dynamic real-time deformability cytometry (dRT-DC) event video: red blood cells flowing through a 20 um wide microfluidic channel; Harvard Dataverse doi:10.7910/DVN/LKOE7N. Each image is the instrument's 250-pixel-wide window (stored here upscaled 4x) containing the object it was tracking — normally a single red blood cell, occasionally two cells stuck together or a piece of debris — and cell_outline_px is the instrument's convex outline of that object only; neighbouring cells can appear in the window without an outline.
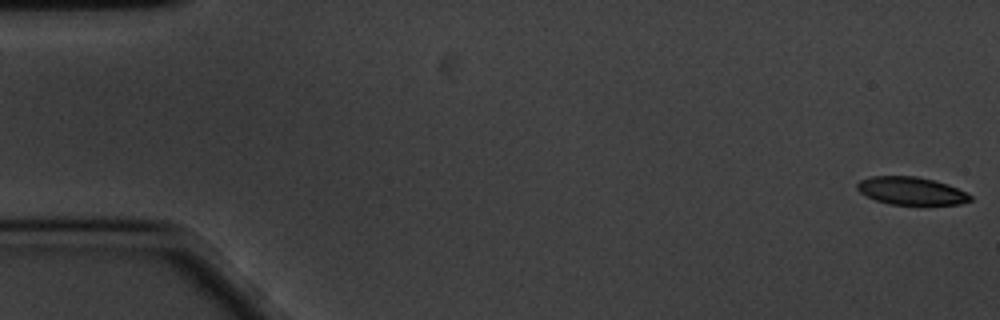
{"species": "common noctule bat (a hibernating species)", "species_latin": "Nyctalus noctula", "temperature_condition": "cold", "stored_images_in_passage": 59, "camera_frame_rate_fps": 3000, "um_per_image_px": 0.085, "animal": {"sex": "male", "body_mass_g": 20.1, "forearm_length_mm": 53.5}, "frame": {"image": 1, "passage_image": 1, "time_ms": 0.0, "image_size_px": [1000, 320], "cell_outline_px": [[972, 200], [960, 204], [888, 204], [876, 200], [860, 192], [856, 188], [856, 184], [860, 180], [872, 176], [916, 176], [948, 184], [972, 196]], "centroid_in_image_um": [77.43, 16.22], "position_along_channel_um": 7.6, "area_um2": 18.09}}
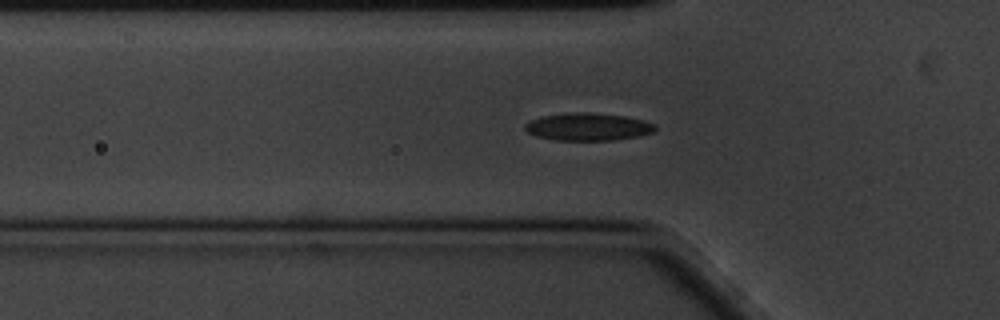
{"frame": {"image": 2, "passage_image": 19, "time_ms": 6.0, "image_size_px": [1000, 320], "cell_outline_px": [[656, 128], [652, 132], [640, 136], [612, 140], [556, 140], [536, 136], [528, 132], [524, 128], [524, 124], [532, 120], [544, 116], [576, 112], [584, 112], [624, 116], [644, 120], [656, 124]], "centroid_in_image_um": [50.0, 10.78], "position_along_channel_um": 75.8, "area_um2": 20.69}}
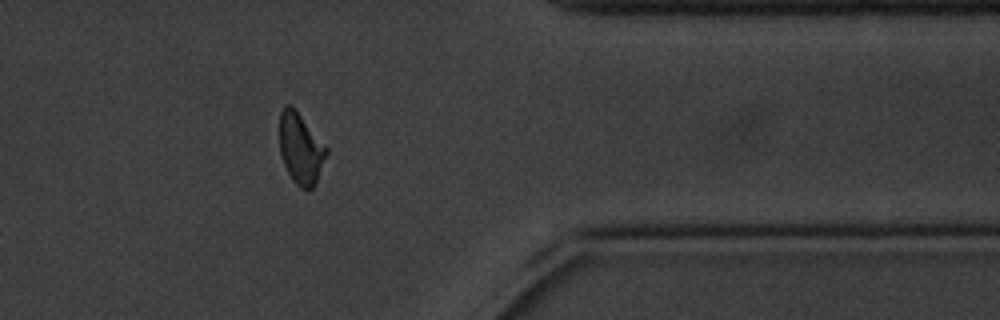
{"frame": {"image": 3, "passage_image": 48, "time_ms": 15.667, "image_size_px": [1000, 320], "cell_outline_px": [[328, 152], [316, 184], [312, 188], [300, 188], [292, 180], [284, 164], [280, 152], [280, 112], [284, 104], [288, 104], [300, 116], [328, 148]], "centroid_in_image_um": [25.56, 12.66], "position_along_channel_um": 385.8, "area_um2": 19.02}, "authors_computed_cell_mechanics": {"area_um2": 19.9988, "velocity_mm_per_s": 3.3696, "shape_relaxation_time_tau1_ms": 3.4437, "shape_relaxation_time_tau2_ms": 2.348, "deformation_change_tau1": 0.1081, "deformation_change_tau2": 0.0841}}